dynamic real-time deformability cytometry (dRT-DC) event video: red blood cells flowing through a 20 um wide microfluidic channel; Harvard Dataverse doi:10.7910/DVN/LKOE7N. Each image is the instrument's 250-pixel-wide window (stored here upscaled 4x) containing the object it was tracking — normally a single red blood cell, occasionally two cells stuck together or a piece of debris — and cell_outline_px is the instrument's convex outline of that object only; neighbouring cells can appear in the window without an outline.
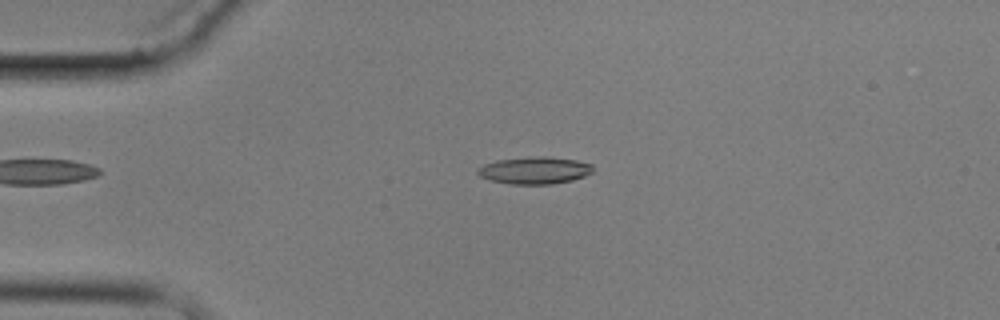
{"species": "common noctule bat (a hibernating species)", "species_latin": "Nyctalus noctula", "temperature_condition": "cold", "stored_images_in_passage": 3, "camera_frame_rate_fps": 3000, "um_per_image_px": 0.085, "animal": {"sex": "male", "body_mass_g": 17.9}, "frame": {"image": 1, "passage_image": 3, "time_ms": 2.333, "image_size_px": [1000, 320], "cell_outline_px": [[592, 172], [584, 176], [572, 180], [552, 184], [508, 184], [492, 180], [480, 176], [476, 172], [476, 168], [484, 164], [496, 160], [532, 156], [544, 156], [576, 160], [592, 164]], "centroid_in_image_um": [45.41, 14.47], "position_along_channel_um": 39.6, "area_um2": 18.26}}